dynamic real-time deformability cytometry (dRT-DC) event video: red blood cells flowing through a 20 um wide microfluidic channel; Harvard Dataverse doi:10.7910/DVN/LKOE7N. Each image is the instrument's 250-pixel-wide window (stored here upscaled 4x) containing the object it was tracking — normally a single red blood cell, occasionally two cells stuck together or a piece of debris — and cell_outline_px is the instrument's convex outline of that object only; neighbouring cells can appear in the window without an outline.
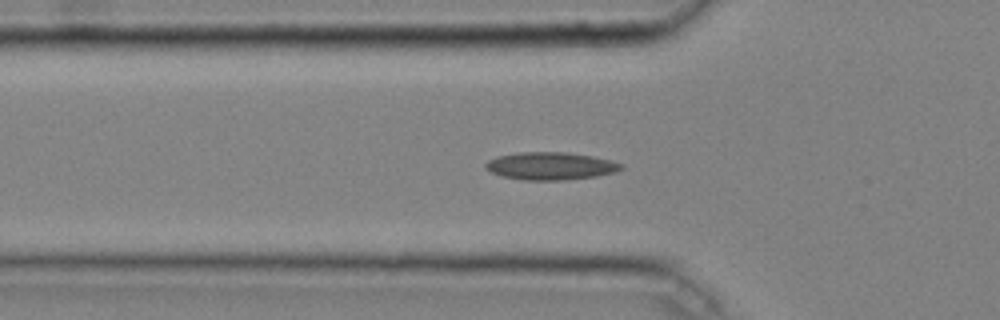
{"species": "common noctule bat (a hibernating species)", "species_latin": "Nyctalus noctula", "temperature_condition": "cold", "stored_images_in_passage": 43, "camera_frame_rate_fps": 3000, "um_per_image_px": 0.085, "animal": {"sex": "male", "body_mass_g": 20.4}, "frame": {"image": 1, "passage_image": 15, "time_ms": 4.667, "image_size_px": [1000, 320], "cell_outline_px": [[624, 168], [616, 172], [596, 176], [564, 180], [524, 180], [504, 176], [492, 172], [484, 168], [484, 164], [488, 160], [500, 156], [520, 152], [568, 152], [592, 156], [624, 164]], "centroid_in_image_um": [46.82, 14.11], "position_along_channel_um": 79.0, "area_um2": 21.73}}
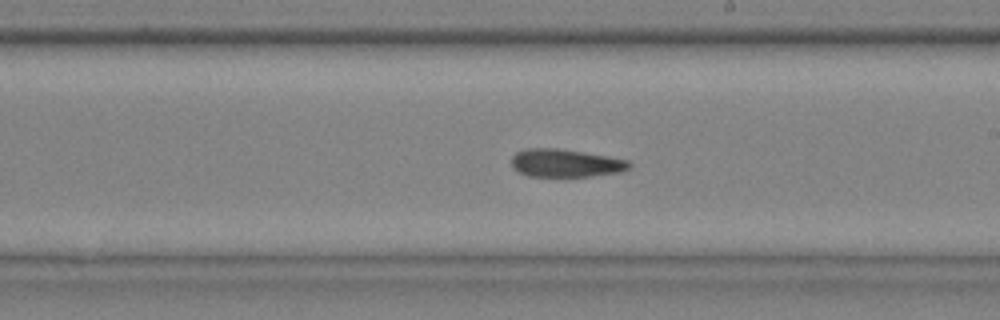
{"frame": {"image": 2, "passage_image": 27, "time_ms": 8.667, "image_size_px": [1000, 320], "cell_outline_px": [[632, 168], [620, 172], [592, 176], [528, 176], [512, 168], [512, 156], [516, 152], [528, 148], [556, 148], [584, 152], [608, 156], [628, 160], [632, 164]], "centroid_in_image_um": [48.1, 13.86], "position_along_channel_um": 240.9, "area_um2": 19.25}}
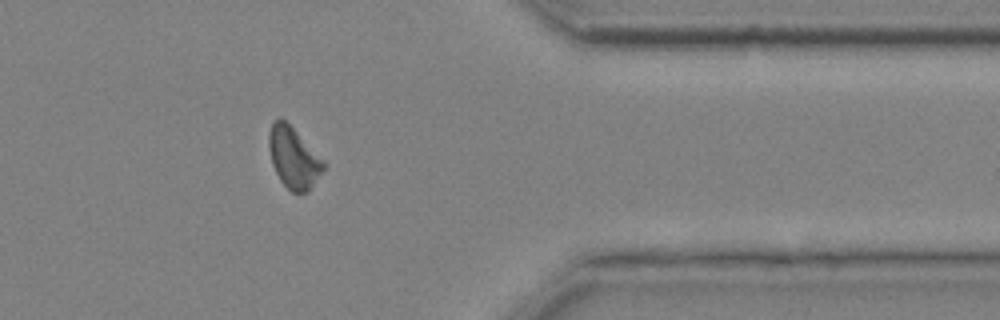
{"frame": {"image": 3, "passage_image": 39, "time_ms": 12.667, "image_size_px": [1000, 320], "cell_outline_px": [[328, 164], [308, 192], [292, 192], [280, 180], [272, 164], [268, 148], [268, 132], [272, 120], [280, 116]], "centroid_in_image_um": [24.94, 13.39], "position_along_channel_um": 386.5, "area_um2": 19.48}, "authors_computed_cell_mechanics": {"area_um2": 20.1144, "velocity_mm_per_s": 4.0455, "shape_relaxation_time_tau1_ms": null, "shape_relaxation_time_tau2_ms": 8.2979, "deformation_change_tau1": null, "deformation_change_tau2": 0.1515}}